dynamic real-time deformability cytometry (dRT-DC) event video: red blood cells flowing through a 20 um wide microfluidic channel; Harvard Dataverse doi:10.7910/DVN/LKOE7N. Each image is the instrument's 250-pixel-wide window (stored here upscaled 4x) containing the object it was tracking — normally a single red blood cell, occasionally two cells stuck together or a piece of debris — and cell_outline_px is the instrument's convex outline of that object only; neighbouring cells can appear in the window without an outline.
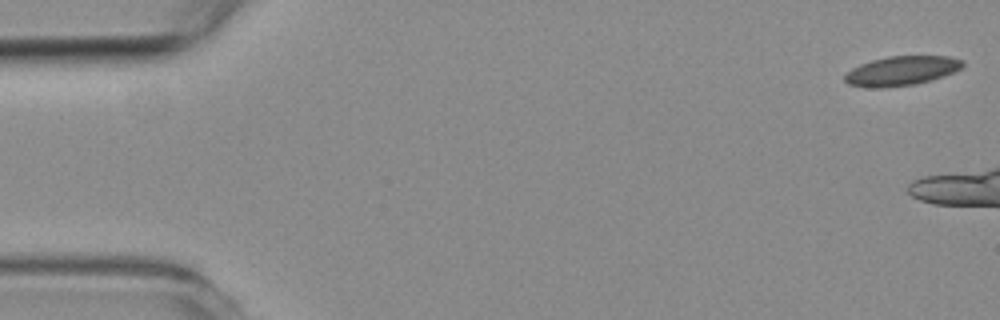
{"species": "common noctule bat (a hibernating species)", "species_latin": "Nyctalus noctula", "temperature_condition": "room temperature", "stored_images_in_passage": 6, "camera_frame_rate_fps": 3000, "um_per_image_px": 0.085, "animal": {"sex": "female", "body_mass_g": 19.3, "forearm_length_mm": 54.1}, "frame": {"image": 1, "passage_image": 1, "time_ms": 0.0, "image_size_px": [1000, 320], "cell_outline_px": [[964, 64], [960, 68], [944, 76], [932, 80], [916, 84], [884, 88], [872, 88], [848, 84], [844, 80], [844, 76], [852, 68], [860, 64], [872, 60], [888, 56], [948, 56], [964, 60]], "centroid_in_image_um": [76.62, 6.02], "position_along_channel_um": 8.4, "area_um2": 20.23}}